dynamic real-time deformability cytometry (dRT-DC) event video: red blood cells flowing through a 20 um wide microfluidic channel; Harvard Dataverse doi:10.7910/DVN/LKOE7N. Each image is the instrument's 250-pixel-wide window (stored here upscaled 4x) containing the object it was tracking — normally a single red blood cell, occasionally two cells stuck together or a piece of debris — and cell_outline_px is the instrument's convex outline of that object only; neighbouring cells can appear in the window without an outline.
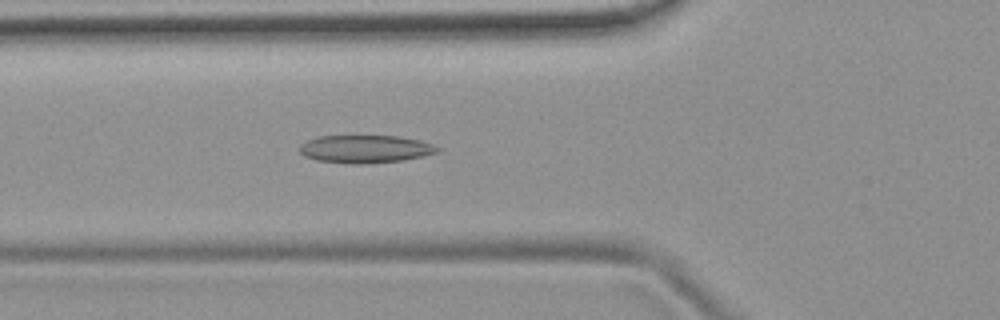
{"species": "common noctule bat (a hibernating species)", "species_latin": "Nyctalus noctula", "temperature_condition": "room temperature", "stored_images_in_passage": 53, "camera_frame_rate_fps": 3000, "um_per_image_px": 0.085, "animal": {"sex": "female", "body_mass_g": 19.9}, "frame": {"image": 1, "passage_image": 18, "time_ms": 5.667, "image_size_px": [1000, 320], "cell_outline_px": [[440, 148], [436, 152], [424, 156], [404, 160], [360, 164], [352, 164], [316, 160], [304, 156], [300, 152], [300, 144], [316, 136], [396, 136], [420, 140], [432, 144]], "centroid_in_image_um": [31.03, 12.66], "position_along_channel_um": 94.8, "area_um2": 22.31}}
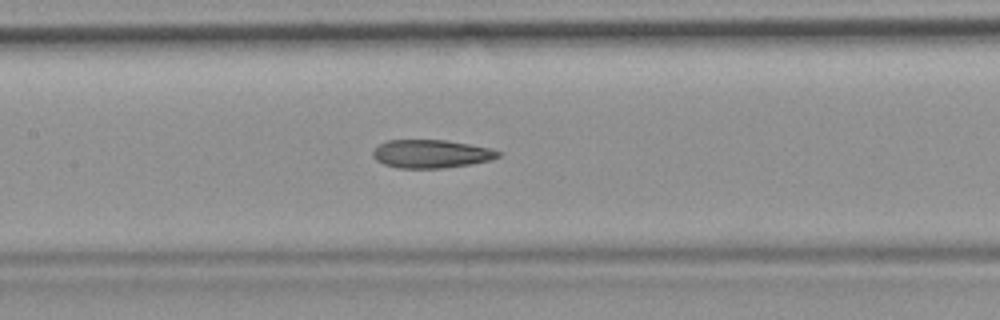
{"frame": {"image": 2, "passage_image": 24, "time_ms": 7.667, "image_size_px": [1000, 320], "cell_outline_px": [[504, 152], [500, 156], [492, 160], [468, 164], [440, 168], [400, 168], [384, 164], [376, 160], [372, 156], [372, 152], [380, 144], [388, 140], [444, 140], [468, 144], [488, 148]], "centroid_in_image_um": [36.65, 13.07], "position_along_channel_um": 170.7, "area_um2": 20.46}}
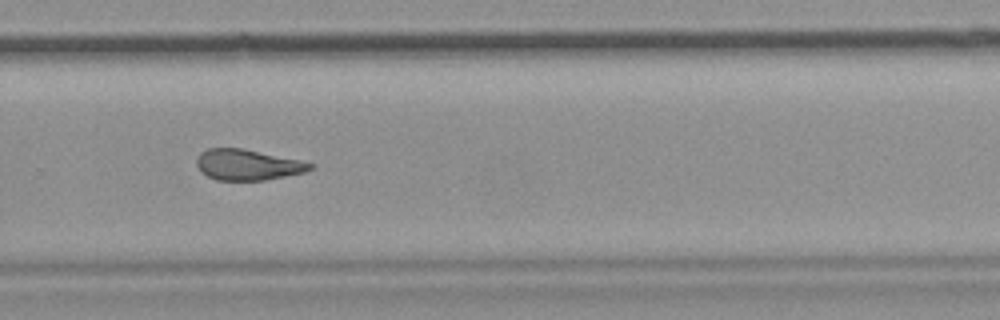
{"frame": {"image": 3, "passage_image": 35, "time_ms": 11.333, "image_size_px": [1000, 320], "cell_outline_px": [[316, 164], [312, 168], [304, 172], [264, 180], [216, 180], [200, 172], [196, 164], [196, 160], [200, 152], [208, 148], [244, 148], [300, 160]], "centroid_in_image_um": [21.02, 13.99], "position_along_channel_um": 308.8, "area_um2": 20.4}, "authors_computed_cell_mechanics": {"area_um2": 21.7328, "velocity_mm_per_s": 3.7786, "shape_relaxation_time_tau1_ms": null, "shape_relaxation_time_tau2_ms": 2.6935, "deformation_change_tau1": null, "deformation_change_tau2": 0.1058}}